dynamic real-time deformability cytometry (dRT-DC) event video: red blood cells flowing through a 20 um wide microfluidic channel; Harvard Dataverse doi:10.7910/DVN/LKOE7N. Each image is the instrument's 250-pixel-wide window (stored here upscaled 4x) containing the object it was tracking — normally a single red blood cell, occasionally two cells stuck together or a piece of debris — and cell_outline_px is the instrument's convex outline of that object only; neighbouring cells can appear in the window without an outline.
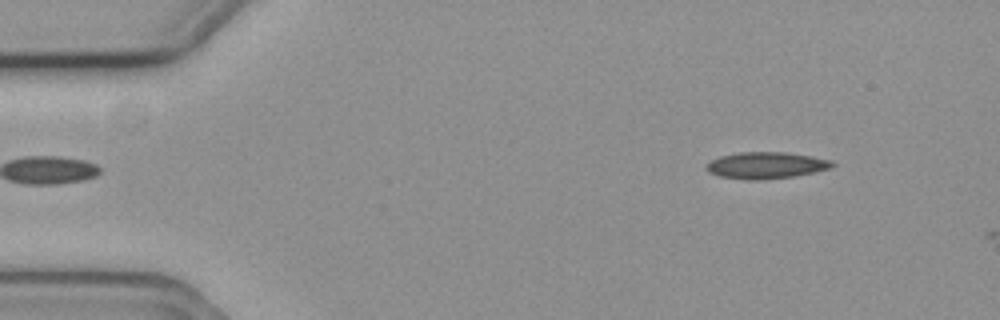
{"species": "common noctule bat (a hibernating species)", "species_latin": "Nyctalus noctula", "temperature_condition": "cold", "stored_images_in_passage": 5, "camera_frame_rate_fps": 3000, "um_per_image_px": 0.085, "animal": {"sex": "female", "body_mass_g": 19.3, "forearm_length_mm": 54.1}, "frame": {"image": 1, "passage_image": 5, "time_ms": 1.333, "image_size_px": [1000, 320], "cell_outline_px": [[836, 164], [832, 168], [792, 176], [760, 180], [748, 180], [720, 176], [708, 172], [704, 168], [712, 160], [720, 156], [740, 152], [784, 152], [812, 156], [832, 160]], "centroid_in_image_um": [65.12, 14.05], "position_along_channel_um": 19.9, "area_um2": 19.42}}